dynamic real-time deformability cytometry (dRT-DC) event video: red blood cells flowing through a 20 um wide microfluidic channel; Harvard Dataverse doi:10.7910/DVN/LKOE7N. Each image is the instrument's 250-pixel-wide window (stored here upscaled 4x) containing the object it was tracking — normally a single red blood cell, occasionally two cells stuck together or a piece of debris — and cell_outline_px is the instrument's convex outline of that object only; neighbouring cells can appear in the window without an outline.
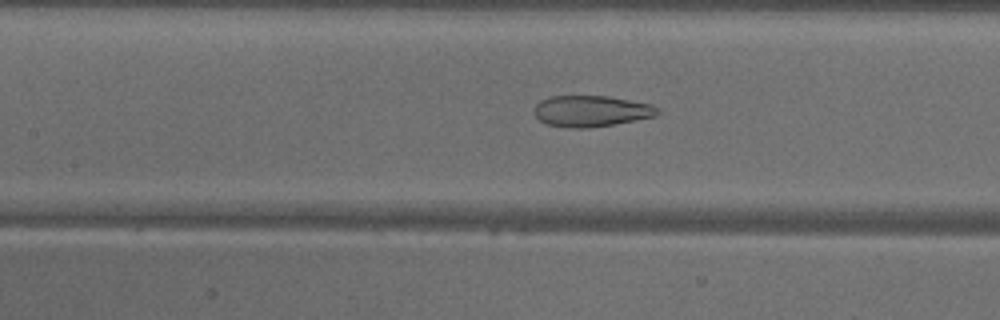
{"species": "common noctule bat (a hibernating species)", "species_latin": "Nyctalus noctula", "temperature_condition": "warm", "stored_images_in_passage": 39, "camera_frame_rate_fps": 3000, "um_per_image_px": 0.085, "animal": {"sex": "male", "body_mass_g": 18.8}, "frame": {"image": 1, "passage_image": 12, "time_ms": 3.667, "image_size_px": [1000, 320], "cell_outline_px": [[660, 112], [656, 116], [612, 124], [588, 128], [568, 128], [548, 124], [540, 120], [532, 112], [536, 104], [540, 100], [552, 96], [608, 96], [652, 104], [660, 108]], "centroid_in_image_um": [50.25, 9.44], "position_along_channel_um": 157.2, "area_um2": 22.43}}
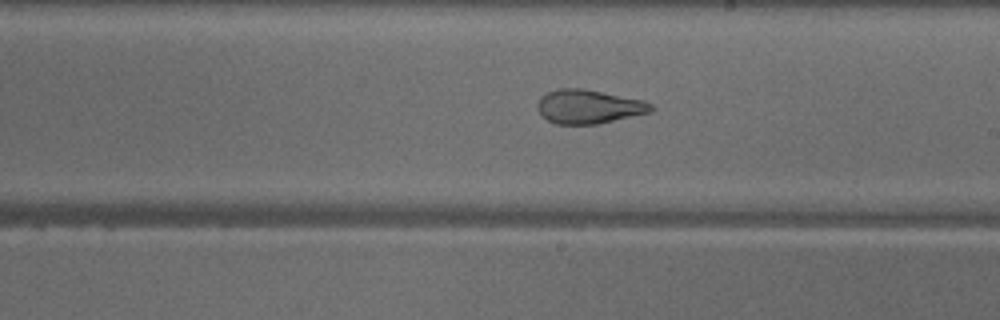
{"frame": {"image": 2, "passage_image": 18, "time_ms": 5.667, "image_size_px": [1000, 320], "cell_outline_px": [[656, 108], [652, 112], [596, 124], [556, 124], [548, 120], [540, 112], [536, 104], [540, 96], [556, 88], [580, 88], [644, 100], [652, 104]], "centroid_in_image_um": [50.05, 9.06], "position_along_channel_um": 238.9, "area_um2": 22.43}}
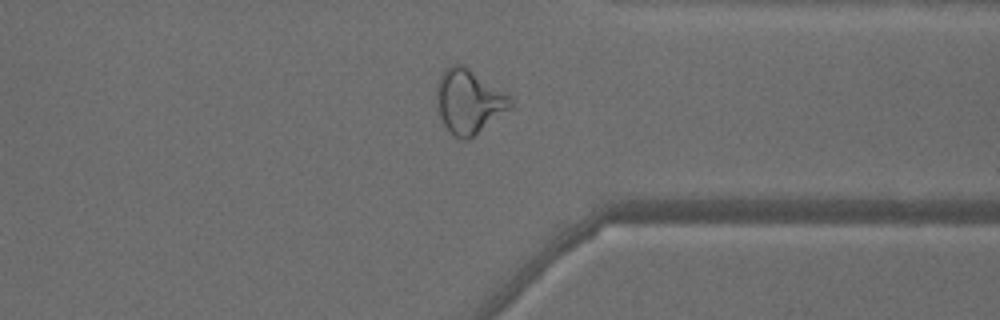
{"frame": {"image": 3, "passage_image": 28, "time_ms": 9.0, "image_size_px": [1000, 320], "cell_outline_px": [[512, 108], [468, 140], [460, 140], [444, 124], [436, 108], [436, 88], [440, 76], [444, 68], [452, 64], [464, 64], [512, 96]], "centroid_in_image_um": [39.86, 8.59], "position_along_channel_um": 371.5, "area_um2": 27.92}, "authors_computed_cell_mechanics": {"area_um2": 26.2412, "velocity_mm_per_s": 4.1044, "shape_relaxation_time_tau1_ms": null, "shape_relaxation_time_tau2_ms": 1.4117, "deformation_change_tau1": null, "deformation_change_tau2": 0.0961}}